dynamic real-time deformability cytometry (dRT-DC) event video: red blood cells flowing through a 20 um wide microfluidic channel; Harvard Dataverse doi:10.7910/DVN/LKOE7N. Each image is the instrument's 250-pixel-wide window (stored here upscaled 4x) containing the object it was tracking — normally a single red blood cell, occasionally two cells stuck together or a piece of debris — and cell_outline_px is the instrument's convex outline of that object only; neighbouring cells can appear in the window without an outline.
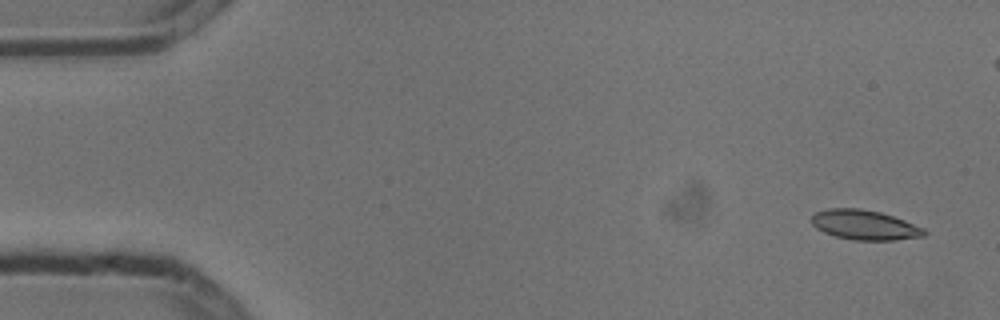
{"species": "common noctule bat (a hibernating species)", "species_latin": "Nyctalus noctula", "temperature_condition": "cold", "stored_images_in_passage": 6, "camera_frame_rate_fps": 3000, "um_per_image_px": 0.085, "animal": {"sex": "male", "body_mass_g": 13.3}, "frame": {"image": 1, "passage_image": 1, "time_ms": 0.0, "image_size_px": [1000, 320], "cell_outline_px": [[928, 232], [924, 236], [896, 240], [856, 240], [836, 236], [824, 232], [816, 228], [812, 224], [812, 216], [816, 212], [828, 208], [860, 208], [880, 212], [904, 220], [924, 228]], "centroid_in_image_um": [73.5, 19.12], "position_along_channel_um": 11.5, "area_um2": 19.48}}
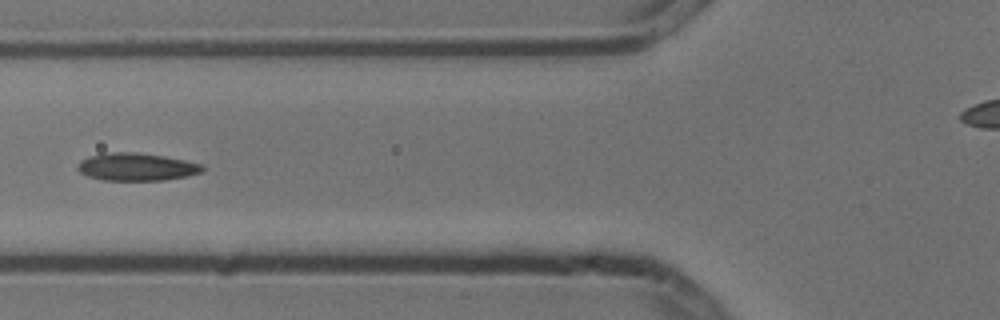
{"frame": {"image": 2, "passage_image": 6, "time_ms": 1.667, "image_size_px": [1000, 320], "cell_outline_px": [[204, 168], [200, 172], [184, 176], [164, 180], [104, 180], [88, 176], [80, 172], [76, 168], [80, 160], [88, 156], [112, 152], [140, 152], [164, 156], [204, 164]], "centroid_in_image_um": [11.58, 14.17], "position_along_channel_um": 114.2, "area_um2": 20.06}}